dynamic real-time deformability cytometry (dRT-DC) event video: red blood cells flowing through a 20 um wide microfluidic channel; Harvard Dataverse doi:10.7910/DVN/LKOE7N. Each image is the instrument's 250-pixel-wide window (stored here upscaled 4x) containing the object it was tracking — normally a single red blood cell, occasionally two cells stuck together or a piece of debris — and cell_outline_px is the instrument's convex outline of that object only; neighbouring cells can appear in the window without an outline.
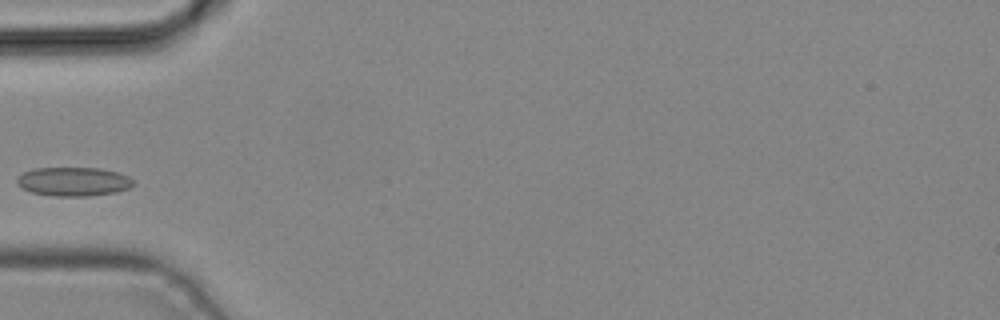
{"species": "common noctule bat (a hibernating species)", "species_latin": "Nyctalus noctula", "temperature_condition": "cold", "stored_images_in_passage": 5, "camera_frame_rate_fps": 3000, "um_per_image_px": 0.085, "animal": {"sex": "male", "body_mass_g": 19.2, "forearm_length_mm": 51.8}, "frame": {"image": 1, "passage_image": 5, "time_ms": 1.333, "image_size_px": [1000, 320], "cell_outline_px": [[136, 184], [132, 188], [116, 192], [88, 196], [52, 196], [32, 192], [20, 188], [16, 184], [16, 180], [24, 172], [32, 168], [100, 168], [116, 172], [128, 176], [136, 180]], "centroid_in_image_um": [6.28, 15.44], "position_along_channel_um": 78.7, "area_um2": 19.88}}